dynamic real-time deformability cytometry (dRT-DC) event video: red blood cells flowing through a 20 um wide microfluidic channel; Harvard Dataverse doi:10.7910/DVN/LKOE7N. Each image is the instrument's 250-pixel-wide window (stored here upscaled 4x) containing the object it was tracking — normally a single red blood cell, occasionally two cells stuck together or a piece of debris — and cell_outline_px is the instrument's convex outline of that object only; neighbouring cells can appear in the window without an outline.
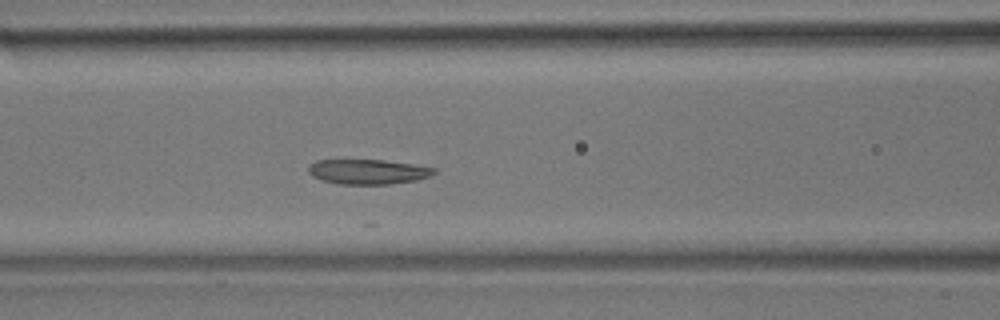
{"species": "common noctule bat (a hibernating species)", "species_latin": "Nyctalus noctula", "temperature_condition": "room temperature", "stored_images_in_passage": 27, "camera_frame_rate_fps": 3000, "um_per_image_px": 0.085, "animal": {"sex": "male", "body_mass_g": 17.9}, "frame": {"image": 1, "passage_image": 22, "time_ms": 7.0, "image_size_px": [1000, 320], "cell_outline_px": [[436, 172], [428, 176], [416, 180], [392, 184], [336, 184], [312, 176], [308, 172], [308, 168], [316, 160], [384, 160], [412, 164], [436, 168]], "centroid_in_image_um": [31.28, 14.6], "position_along_channel_um": 135.3, "area_um2": 18.09}}
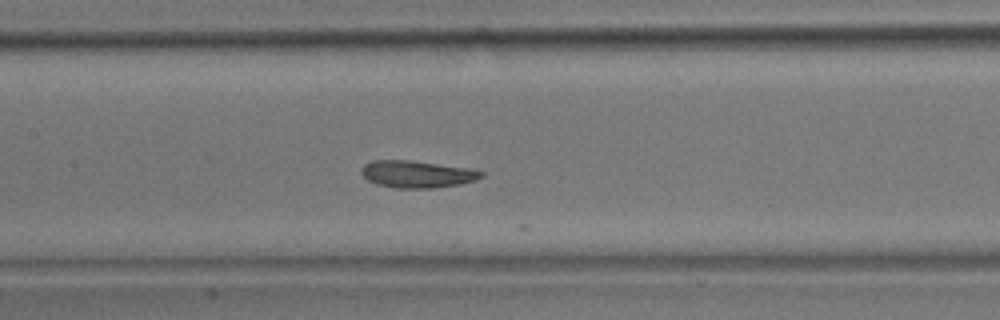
{"frame": {"image": 2, "passage_image": 25, "time_ms": 8.0, "image_size_px": [1000, 320], "cell_outline_px": [[484, 176], [476, 180], [460, 184], [432, 188], [392, 188], [376, 184], [368, 180], [360, 172], [360, 168], [364, 164], [372, 160], [408, 160], [472, 168], [484, 172]], "centroid_in_image_um": [35.45, 14.8], "position_along_channel_um": 172.0, "area_um2": 19.13}}